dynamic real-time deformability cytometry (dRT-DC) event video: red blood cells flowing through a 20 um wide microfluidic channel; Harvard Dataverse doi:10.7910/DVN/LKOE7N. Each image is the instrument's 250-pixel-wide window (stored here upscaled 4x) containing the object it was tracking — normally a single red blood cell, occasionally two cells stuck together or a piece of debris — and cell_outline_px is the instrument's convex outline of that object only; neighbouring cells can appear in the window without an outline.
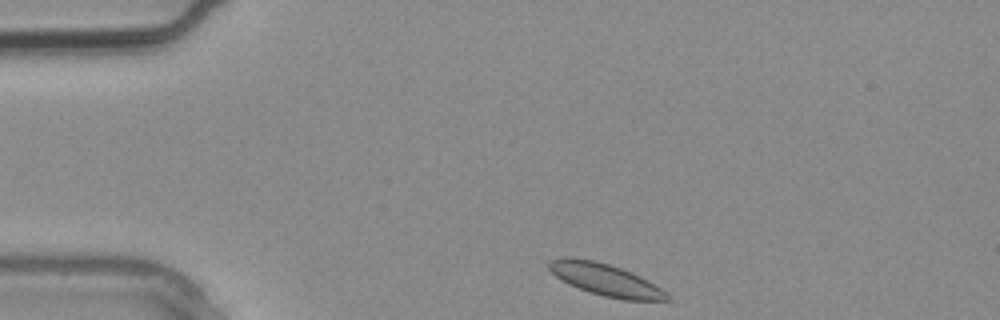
{"species": "common noctule bat (a hibernating species)", "species_latin": "Nyctalus noctula", "temperature_condition": "warm", "stored_images_in_passage": 2, "camera_frame_rate_fps": 3000, "um_per_image_px": 0.085, "animal": {"sex": "male", "body_mass_g": 20.4}, "frame": {"image": 1, "passage_image": 1, "time_ms": 0.0, "image_size_px": [1000, 320], "cell_outline_px": [[672, 300], [624, 300], [604, 296], [568, 284], [560, 280], [548, 268], [548, 260], [592, 260], [608, 264], [632, 272], [648, 280], [668, 292]], "centroid_in_image_um": [51.57, 23.82], "position_along_channel_um": 33.4, "area_um2": 21.39}}